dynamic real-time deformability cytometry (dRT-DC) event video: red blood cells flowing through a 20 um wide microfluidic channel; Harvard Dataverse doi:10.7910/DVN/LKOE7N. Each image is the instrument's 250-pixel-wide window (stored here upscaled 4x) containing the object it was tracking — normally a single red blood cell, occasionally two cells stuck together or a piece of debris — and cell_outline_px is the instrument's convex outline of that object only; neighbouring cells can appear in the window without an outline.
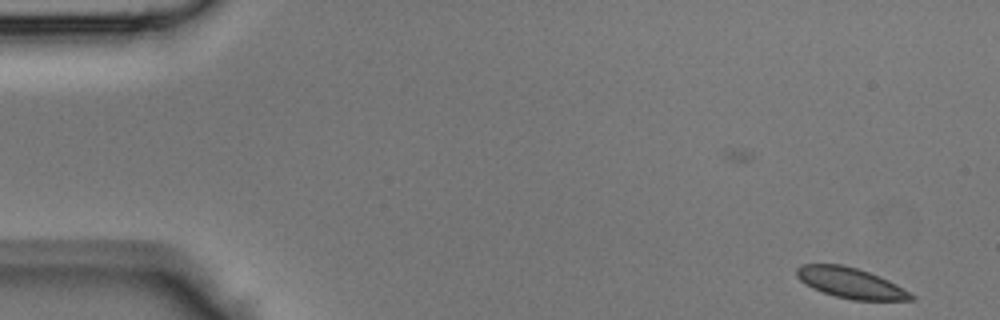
{"species": "Egyptian fruit bat (a non-hibernating species)", "species_latin": "Rousettus aegyptiacus", "temperature_condition": "room temperature", "stored_images_in_passage": 2, "camera_frame_rate_fps": 3000, "um_per_image_px": 0.085, "animal": {"sex": "male"}, "frame": {"image": 1, "passage_image": 2, "time_ms": 0.333, "image_size_px": [1000, 320], "cell_outline_px": [[916, 300], [852, 300], [836, 296], [812, 288], [800, 280], [796, 276], [796, 268], [800, 264], [840, 264], [856, 268], [868, 272], [888, 280], [896, 284], [916, 296]], "centroid_in_image_um": [72.3, 24.05], "position_along_channel_um": 12.7, "area_um2": 20.23}}